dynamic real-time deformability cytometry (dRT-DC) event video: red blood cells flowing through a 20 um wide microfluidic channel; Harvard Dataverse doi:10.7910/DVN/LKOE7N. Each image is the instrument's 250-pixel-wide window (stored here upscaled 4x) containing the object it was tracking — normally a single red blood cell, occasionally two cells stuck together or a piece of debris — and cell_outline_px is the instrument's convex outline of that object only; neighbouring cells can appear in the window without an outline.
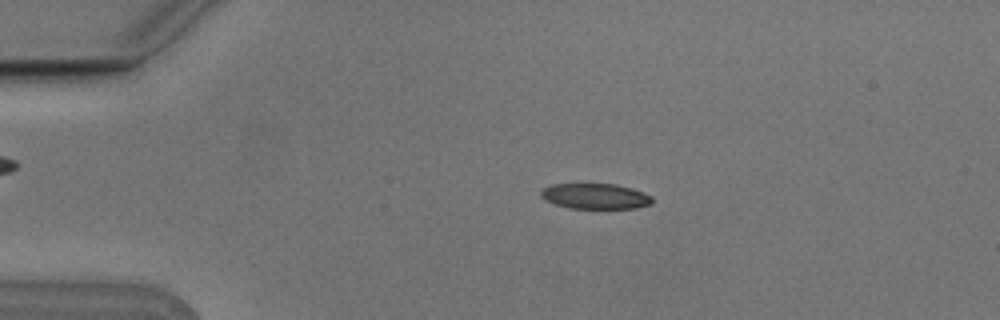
{"species": "Egyptian fruit bat (a non-hibernating species)", "species_latin": "Rousettus aegyptiacus", "temperature_condition": "cold", "stored_images_in_passage": 6, "camera_frame_rate_fps": 3000, "um_per_image_px": 0.085, "animal": {"sex": "male"}, "frame": {"image": 1, "passage_image": 3, "time_ms": 0.667, "image_size_px": [1000, 320], "cell_outline_px": [[652, 204], [636, 208], [568, 208], [544, 200], [540, 196], [540, 192], [544, 188], [552, 184], [616, 184], [632, 188], [644, 192], [652, 196]], "centroid_in_image_um": [50.61, 16.68], "position_along_channel_um": 34.4, "area_um2": 16.59}}